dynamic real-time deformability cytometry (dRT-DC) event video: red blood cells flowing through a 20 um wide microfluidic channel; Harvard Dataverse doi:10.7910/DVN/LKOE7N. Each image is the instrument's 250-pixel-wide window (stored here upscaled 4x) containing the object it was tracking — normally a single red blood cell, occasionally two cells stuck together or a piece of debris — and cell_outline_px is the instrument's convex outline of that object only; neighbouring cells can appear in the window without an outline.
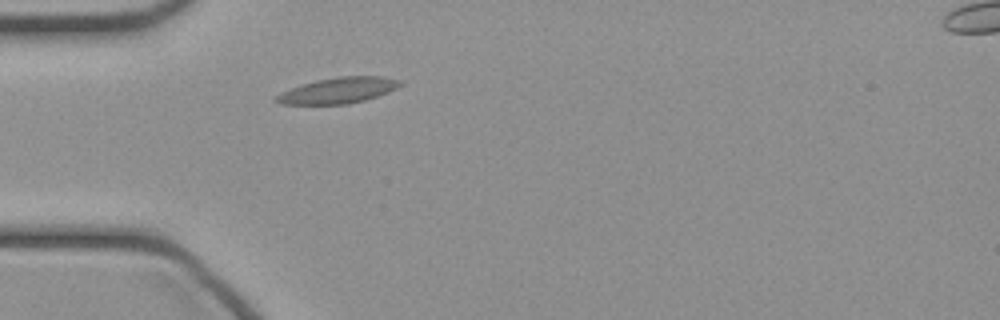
{"species": "common noctule bat (a hibernating species)", "species_latin": "Nyctalus noctula", "temperature_condition": "cold", "stored_images_in_passage": 34, "camera_frame_rate_fps": 3000, "um_per_image_px": 0.085, "animal": {"sex": "female", "body_mass_g": 21.9}, "frame": {"image": 1, "passage_image": 1, "time_ms": 0.0, "image_size_px": [1000, 320], "cell_outline_px": [[404, 84], [388, 92], [364, 100], [348, 104], [280, 104], [272, 100], [280, 92], [316, 80], [336, 76], [380, 76], [400, 80]], "centroid_in_image_um": [28.74, 7.68], "position_along_channel_um": 56.3, "area_um2": 18.61}}
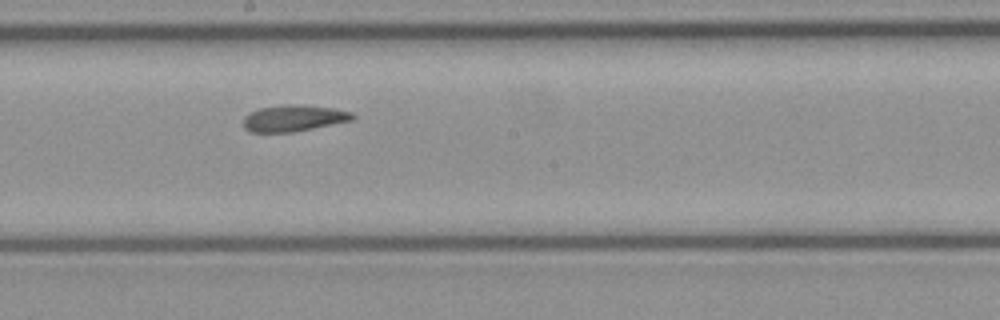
{"frame": {"image": 2, "passage_image": 13, "time_ms": 4.0, "image_size_px": [1000, 320], "cell_outline_px": [[356, 116], [352, 120], [292, 132], [248, 132], [244, 128], [244, 116], [248, 112], [260, 108], [280, 104], [304, 104], [336, 108], [352, 112]], "centroid_in_image_um": [24.95, 10.02], "position_along_channel_um": 223.3, "area_um2": 17.05}}
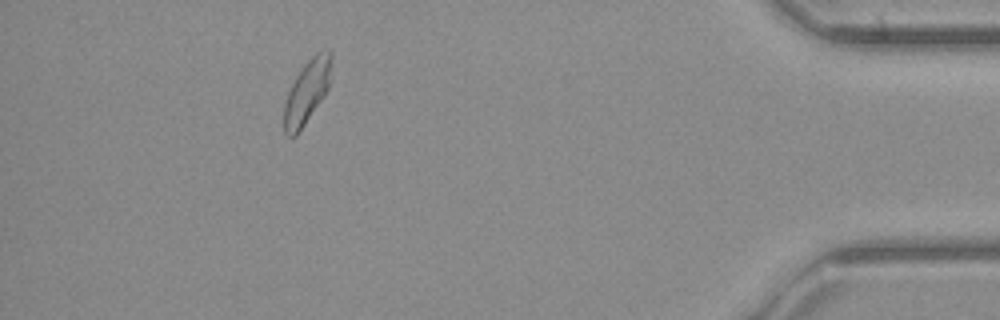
{"frame": {"image": 3, "passage_image": 30, "time_ms": 9.667, "image_size_px": [1000, 320], "cell_outline_px": [[332, 56], [328, 88], [324, 96], [300, 132], [296, 136], [288, 136], [284, 132], [284, 104], [288, 92], [296, 76], [304, 64], [316, 52], [328, 48], [332, 52]], "centroid_in_image_um": [26.1, 7.8], "position_along_channel_um": 409.1, "area_um2": 17.57}}